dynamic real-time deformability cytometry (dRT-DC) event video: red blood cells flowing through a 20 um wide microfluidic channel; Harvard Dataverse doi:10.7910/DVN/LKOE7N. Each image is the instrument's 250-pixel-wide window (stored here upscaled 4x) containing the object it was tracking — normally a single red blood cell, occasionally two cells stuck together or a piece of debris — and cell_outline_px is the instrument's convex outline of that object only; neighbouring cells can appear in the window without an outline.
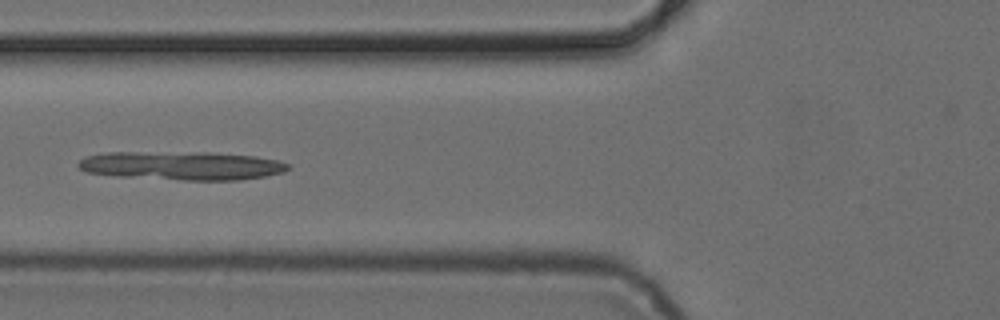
{"species": "common noctule bat (a hibernating species)", "species_latin": "Nyctalus noctula", "temperature_condition": "cold", "stored_images_in_passage": 7, "camera_frame_rate_fps": 3000, "um_per_image_px": 0.085, "animal": {"sex": "female", "body_mass_g": 24.6, "forearm_length_mm": 56.2}, "frame": {"image": 1, "passage_image": 7, "time_ms": 7.0, "image_size_px": [1000, 320], "cell_outline_px": [[292, 168], [284, 172], [264, 176], [240, 180], [184, 180], [116, 176], [88, 172], [80, 168], [76, 164], [80, 160], [88, 156], [108, 152], [208, 152], [256, 156], [280, 160], [292, 164]], "centroid_in_image_um": [15.54, 14.07], "position_along_channel_um": 110.3, "area_um2": 35.2}}